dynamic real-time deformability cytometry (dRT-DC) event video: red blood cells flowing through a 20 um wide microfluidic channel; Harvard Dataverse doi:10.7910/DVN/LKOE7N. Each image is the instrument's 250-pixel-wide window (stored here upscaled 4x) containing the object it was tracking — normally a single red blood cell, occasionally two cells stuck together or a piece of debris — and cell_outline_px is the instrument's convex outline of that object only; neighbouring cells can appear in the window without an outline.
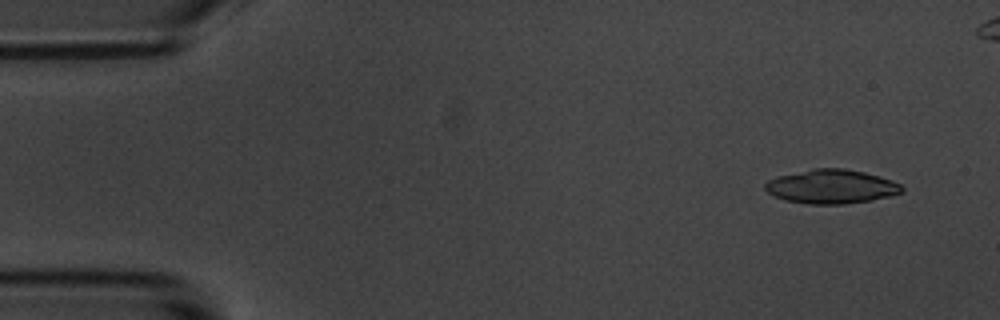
{"species": "common noctule bat (a hibernating species)", "species_latin": "Nyctalus noctula", "temperature_condition": "room temperature", "stored_images_in_passage": 51, "camera_frame_rate_fps": 3000, "um_per_image_px": 0.085, "animal": {"sex": "male", "body_mass_g": 20.1, "forearm_length_mm": 53.5}, "frame": {"image": 1, "passage_image": 4, "time_ms": 1.0, "image_size_px": [1000, 320], "cell_outline_px": [[904, 192], [872, 200], [844, 204], [808, 204], [784, 200], [768, 192], [764, 188], [764, 184], [768, 180], [776, 176], [812, 168], [844, 168], [864, 172], [880, 176], [892, 180], [900, 184], [904, 188]], "centroid_in_image_um": [70.66, 15.85], "position_along_channel_um": 14.3, "area_um2": 27.28}}